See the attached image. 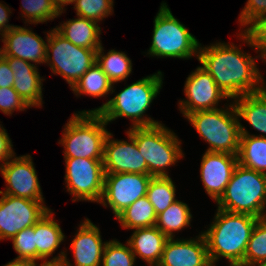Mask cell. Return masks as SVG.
<instances>
[{
    "instance_id": "obj_30",
    "label": "cell",
    "mask_w": 266,
    "mask_h": 266,
    "mask_svg": "<svg viewBox=\"0 0 266 266\" xmlns=\"http://www.w3.org/2000/svg\"><path fill=\"white\" fill-rule=\"evenodd\" d=\"M146 197L158 215L177 200L175 183L170 176L152 177L147 187Z\"/></svg>"
},
{
    "instance_id": "obj_36",
    "label": "cell",
    "mask_w": 266,
    "mask_h": 266,
    "mask_svg": "<svg viewBox=\"0 0 266 266\" xmlns=\"http://www.w3.org/2000/svg\"><path fill=\"white\" fill-rule=\"evenodd\" d=\"M11 240L13 248L18 255L15 259L36 262L34 225L18 232Z\"/></svg>"
},
{
    "instance_id": "obj_10",
    "label": "cell",
    "mask_w": 266,
    "mask_h": 266,
    "mask_svg": "<svg viewBox=\"0 0 266 266\" xmlns=\"http://www.w3.org/2000/svg\"><path fill=\"white\" fill-rule=\"evenodd\" d=\"M65 159V184L73 202L99 203L104 188L103 160L88 158Z\"/></svg>"
},
{
    "instance_id": "obj_29",
    "label": "cell",
    "mask_w": 266,
    "mask_h": 266,
    "mask_svg": "<svg viewBox=\"0 0 266 266\" xmlns=\"http://www.w3.org/2000/svg\"><path fill=\"white\" fill-rule=\"evenodd\" d=\"M191 221L192 214L189 206L177 199L166 210L157 215L155 226L168 238H175L174 233L189 227Z\"/></svg>"
},
{
    "instance_id": "obj_19",
    "label": "cell",
    "mask_w": 266,
    "mask_h": 266,
    "mask_svg": "<svg viewBox=\"0 0 266 266\" xmlns=\"http://www.w3.org/2000/svg\"><path fill=\"white\" fill-rule=\"evenodd\" d=\"M159 266H212L207 243L201 233L196 238H168Z\"/></svg>"
},
{
    "instance_id": "obj_34",
    "label": "cell",
    "mask_w": 266,
    "mask_h": 266,
    "mask_svg": "<svg viewBox=\"0 0 266 266\" xmlns=\"http://www.w3.org/2000/svg\"><path fill=\"white\" fill-rule=\"evenodd\" d=\"M114 0H74V10L78 17L101 22L113 14Z\"/></svg>"
},
{
    "instance_id": "obj_26",
    "label": "cell",
    "mask_w": 266,
    "mask_h": 266,
    "mask_svg": "<svg viewBox=\"0 0 266 266\" xmlns=\"http://www.w3.org/2000/svg\"><path fill=\"white\" fill-rule=\"evenodd\" d=\"M116 219L122 228L134 230L155 226L157 215L148 198L143 196L119 213Z\"/></svg>"
},
{
    "instance_id": "obj_23",
    "label": "cell",
    "mask_w": 266,
    "mask_h": 266,
    "mask_svg": "<svg viewBox=\"0 0 266 266\" xmlns=\"http://www.w3.org/2000/svg\"><path fill=\"white\" fill-rule=\"evenodd\" d=\"M168 237L156 226L134 229L129 237V243L133 254L147 262L148 265H158Z\"/></svg>"
},
{
    "instance_id": "obj_5",
    "label": "cell",
    "mask_w": 266,
    "mask_h": 266,
    "mask_svg": "<svg viewBox=\"0 0 266 266\" xmlns=\"http://www.w3.org/2000/svg\"><path fill=\"white\" fill-rule=\"evenodd\" d=\"M219 209L232 213L266 217V175L238 163L223 195Z\"/></svg>"
},
{
    "instance_id": "obj_37",
    "label": "cell",
    "mask_w": 266,
    "mask_h": 266,
    "mask_svg": "<svg viewBox=\"0 0 266 266\" xmlns=\"http://www.w3.org/2000/svg\"><path fill=\"white\" fill-rule=\"evenodd\" d=\"M30 108L13 87L0 88V111L11 116L14 111H24Z\"/></svg>"
},
{
    "instance_id": "obj_3",
    "label": "cell",
    "mask_w": 266,
    "mask_h": 266,
    "mask_svg": "<svg viewBox=\"0 0 266 266\" xmlns=\"http://www.w3.org/2000/svg\"><path fill=\"white\" fill-rule=\"evenodd\" d=\"M161 71L143 77L118 92L113 98L93 110L78 111V113H99L108 124L119 117L131 118L134 127H146L161 122L145 115L153 100L159 95L163 85Z\"/></svg>"
},
{
    "instance_id": "obj_18",
    "label": "cell",
    "mask_w": 266,
    "mask_h": 266,
    "mask_svg": "<svg viewBox=\"0 0 266 266\" xmlns=\"http://www.w3.org/2000/svg\"><path fill=\"white\" fill-rule=\"evenodd\" d=\"M237 165L236 155L207 151L203 154L200 178L206 193L215 202L223 195Z\"/></svg>"
},
{
    "instance_id": "obj_44",
    "label": "cell",
    "mask_w": 266,
    "mask_h": 266,
    "mask_svg": "<svg viewBox=\"0 0 266 266\" xmlns=\"http://www.w3.org/2000/svg\"><path fill=\"white\" fill-rule=\"evenodd\" d=\"M40 266H64L62 263H48V264H41Z\"/></svg>"
},
{
    "instance_id": "obj_13",
    "label": "cell",
    "mask_w": 266,
    "mask_h": 266,
    "mask_svg": "<svg viewBox=\"0 0 266 266\" xmlns=\"http://www.w3.org/2000/svg\"><path fill=\"white\" fill-rule=\"evenodd\" d=\"M191 72L184 84L186 99L178 102L183 117L196 111L217 109L221 100L229 99L201 66Z\"/></svg>"
},
{
    "instance_id": "obj_33",
    "label": "cell",
    "mask_w": 266,
    "mask_h": 266,
    "mask_svg": "<svg viewBox=\"0 0 266 266\" xmlns=\"http://www.w3.org/2000/svg\"><path fill=\"white\" fill-rule=\"evenodd\" d=\"M121 243L117 239L107 241L101 266H135L136 258L128 242Z\"/></svg>"
},
{
    "instance_id": "obj_38",
    "label": "cell",
    "mask_w": 266,
    "mask_h": 266,
    "mask_svg": "<svg viewBox=\"0 0 266 266\" xmlns=\"http://www.w3.org/2000/svg\"><path fill=\"white\" fill-rule=\"evenodd\" d=\"M266 13V0H247L239 15L238 22L246 31L257 19Z\"/></svg>"
},
{
    "instance_id": "obj_27",
    "label": "cell",
    "mask_w": 266,
    "mask_h": 266,
    "mask_svg": "<svg viewBox=\"0 0 266 266\" xmlns=\"http://www.w3.org/2000/svg\"><path fill=\"white\" fill-rule=\"evenodd\" d=\"M238 163L266 175V138L241 135Z\"/></svg>"
},
{
    "instance_id": "obj_17",
    "label": "cell",
    "mask_w": 266,
    "mask_h": 266,
    "mask_svg": "<svg viewBox=\"0 0 266 266\" xmlns=\"http://www.w3.org/2000/svg\"><path fill=\"white\" fill-rule=\"evenodd\" d=\"M46 32L45 42L42 37L32 31V28L17 25L1 36L0 40L4 43V46L0 48L1 55L32 62L36 66L45 64L49 31Z\"/></svg>"
},
{
    "instance_id": "obj_4",
    "label": "cell",
    "mask_w": 266,
    "mask_h": 266,
    "mask_svg": "<svg viewBox=\"0 0 266 266\" xmlns=\"http://www.w3.org/2000/svg\"><path fill=\"white\" fill-rule=\"evenodd\" d=\"M232 103V104H231ZM223 109L201 110L185 118L210 146L207 152L228 153L238 156L240 148V119L231 102ZM229 105V106H228Z\"/></svg>"
},
{
    "instance_id": "obj_15",
    "label": "cell",
    "mask_w": 266,
    "mask_h": 266,
    "mask_svg": "<svg viewBox=\"0 0 266 266\" xmlns=\"http://www.w3.org/2000/svg\"><path fill=\"white\" fill-rule=\"evenodd\" d=\"M100 229L85 218L79 224L70 249L73 251L74 265L68 261L67 250H62L57 256L52 257L53 263H62L64 266H101L102 256L106 242H102Z\"/></svg>"
},
{
    "instance_id": "obj_42",
    "label": "cell",
    "mask_w": 266,
    "mask_h": 266,
    "mask_svg": "<svg viewBox=\"0 0 266 266\" xmlns=\"http://www.w3.org/2000/svg\"><path fill=\"white\" fill-rule=\"evenodd\" d=\"M41 264L42 262L38 264L37 262L31 260L13 259L3 266H40Z\"/></svg>"
},
{
    "instance_id": "obj_35",
    "label": "cell",
    "mask_w": 266,
    "mask_h": 266,
    "mask_svg": "<svg viewBox=\"0 0 266 266\" xmlns=\"http://www.w3.org/2000/svg\"><path fill=\"white\" fill-rule=\"evenodd\" d=\"M237 36L247 45L259 52L266 63V13L257 19L246 31L241 30Z\"/></svg>"
},
{
    "instance_id": "obj_2",
    "label": "cell",
    "mask_w": 266,
    "mask_h": 266,
    "mask_svg": "<svg viewBox=\"0 0 266 266\" xmlns=\"http://www.w3.org/2000/svg\"><path fill=\"white\" fill-rule=\"evenodd\" d=\"M259 218L217 208L214 219L202 234L212 266L226 258L229 266H244V255L252 230Z\"/></svg>"
},
{
    "instance_id": "obj_24",
    "label": "cell",
    "mask_w": 266,
    "mask_h": 266,
    "mask_svg": "<svg viewBox=\"0 0 266 266\" xmlns=\"http://www.w3.org/2000/svg\"><path fill=\"white\" fill-rule=\"evenodd\" d=\"M65 39L76 46L98 50L102 43L100 40L101 27L98 22L82 17L69 19L54 28Z\"/></svg>"
},
{
    "instance_id": "obj_21",
    "label": "cell",
    "mask_w": 266,
    "mask_h": 266,
    "mask_svg": "<svg viewBox=\"0 0 266 266\" xmlns=\"http://www.w3.org/2000/svg\"><path fill=\"white\" fill-rule=\"evenodd\" d=\"M238 118L247 121L251 127L260 131L261 134H250L240 124L241 135H251L266 138V86L259 92L245 94L233 99Z\"/></svg>"
},
{
    "instance_id": "obj_25",
    "label": "cell",
    "mask_w": 266,
    "mask_h": 266,
    "mask_svg": "<svg viewBox=\"0 0 266 266\" xmlns=\"http://www.w3.org/2000/svg\"><path fill=\"white\" fill-rule=\"evenodd\" d=\"M113 82L102 71L101 67L93 64L71 88L76 96L105 97L115 92Z\"/></svg>"
},
{
    "instance_id": "obj_14",
    "label": "cell",
    "mask_w": 266,
    "mask_h": 266,
    "mask_svg": "<svg viewBox=\"0 0 266 266\" xmlns=\"http://www.w3.org/2000/svg\"><path fill=\"white\" fill-rule=\"evenodd\" d=\"M5 182V191L0 193L33 201H44L40 181L30 155H14L0 167Z\"/></svg>"
},
{
    "instance_id": "obj_1",
    "label": "cell",
    "mask_w": 266,
    "mask_h": 266,
    "mask_svg": "<svg viewBox=\"0 0 266 266\" xmlns=\"http://www.w3.org/2000/svg\"><path fill=\"white\" fill-rule=\"evenodd\" d=\"M258 54L252 57L234 43L216 42L199 45L197 60L215 80L217 86L231 100L245 94L261 91L266 84L257 68Z\"/></svg>"
},
{
    "instance_id": "obj_39",
    "label": "cell",
    "mask_w": 266,
    "mask_h": 266,
    "mask_svg": "<svg viewBox=\"0 0 266 266\" xmlns=\"http://www.w3.org/2000/svg\"><path fill=\"white\" fill-rule=\"evenodd\" d=\"M15 154L12 140L10 139L6 129L2 126V124H0V167L10 160Z\"/></svg>"
},
{
    "instance_id": "obj_22",
    "label": "cell",
    "mask_w": 266,
    "mask_h": 266,
    "mask_svg": "<svg viewBox=\"0 0 266 266\" xmlns=\"http://www.w3.org/2000/svg\"><path fill=\"white\" fill-rule=\"evenodd\" d=\"M51 209L34 225L36 262L53 263L50 258L64 241L65 235L54 218ZM50 260H49V259Z\"/></svg>"
},
{
    "instance_id": "obj_9",
    "label": "cell",
    "mask_w": 266,
    "mask_h": 266,
    "mask_svg": "<svg viewBox=\"0 0 266 266\" xmlns=\"http://www.w3.org/2000/svg\"><path fill=\"white\" fill-rule=\"evenodd\" d=\"M96 52V49L74 45L53 28L49 30L45 63L53 74L62 76L72 88L96 63Z\"/></svg>"
},
{
    "instance_id": "obj_7",
    "label": "cell",
    "mask_w": 266,
    "mask_h": 266,
    "mask_svg": "<svg viewBox=\"0 0 266 266\" xmlns=\"http://www.w3.org/2000/svg\"><path fill=\"white\" fill-rule=\"evenodd\" d=\"M128 132L134 137L152 177L170 176L167 168L184 157L178 136L162 123L129 128Z\"/></svg>"
},
{
    "instance_id": "obj_28",
    "label": "cell",
    "mask_w": 266,
    "mask_h": 266,
    "mask_svg": "<svg viewBox=\"0 0 266 266\" xmlns=\"http://www.w3.org/2000/svg\"><path fill=\"white\" fill-rule=\"evenodd\" d=\"M96 63L113 84L125 81L133 70L132 61L125 52L112 49L105 54L102 45L96 52Z\"/></svg>"
},
{
    "instance_id": "obj_11",
    "label": "cell",
    "mask_w": 266,
    "mask_h": 266,
    "mask_svg": "<svg viewBox=\"0 0 266 266\" xmlns=\"http://www.w3.org/2000/svg\"><path fill=\"white\" fill-rule=\"evenodd\" d=\"M0 197V241L35 225L50 209L45 201L2 194Z\"/></svg>"
},
{
    "instance_id": "obj_31",
    "label": "cell",
    "mask_w": 266,
    "mask_h": 266,
    "mask_svg": "<svg viewBox=\"0 0 266 266\" xmlns=\"http://www.w3.org/2000/svg\"><path fill=\"white\" fill-rule=\"evenodd\" d=\"M266 263V217L256 222L244 255V266H261Z\"/></svg>"
},
{
    "instance_id": "obj_32",
    "label": "cell",
    "mask_w": 266,
    "mask_h": 266,
    "mask_svg": "<svg viewBox=\"0 0 266 266\" xmlns=\"http://www.w3.org/2000/svg\"><path fill=\"white\" fill-rule=\"evenodd\" d=\"M20 9L25 24H43L59 16V11L51 0H22Z\"/></svg>"
},
{
    "instance_id": "obj_12",
    "label": "cell",
    "mask_w": 266,
    "mask_h": 266,
    "mask_svg": "<svg viewBox=\"0 0 266 266\" xmlns=\"http://www.w3.org/2000/svg\"><path fill=\"white\" fill-rule=\"evenodd\" d=\"M152 179L149 174L105 173L104 188L100 204L110 207L116 217L125 208L146 196Z\"/></svg>"
},
{
    "instance_id": "obj_40",
    "label": "cell",
    "mask_w": 266,
    "mask_h": 266,
    "mask_svg": "<svg viewBox=\"0 0 266 266\" xmlns=\"http://www.w3.org/2000/svg\"><path fill=\"white\" fill-rule=\"evenodd\" d=\"M14 74L10 69L8 61L0 54V88L13 87Z\"/></svg>"
},
{
    "instance_id": "obj_43",
    "label": "cell",
    "mask_w": 266,
    "mask_h": 266,
    "mask_svg": "<svg viewBox=\"0 0 266 266\" xmlns=\"http://www.w3.org/2000/svg\"><path fill=\"white\" fill-rule=\"evenodd\" d=\"M51 1L53 5L56 7V9L59 11V15H62V13H65L64 6L72 4L74 0H51Z\"/></svg>"
},
{
    "instance_id": "obj_20",
    "label": "cell",
    "mask_w": 266,
    "mask_h": 266,
    "mask_svg": "<svg viewBox=\"0 0 266 266\" xmlns=\"http://www.w3.org/2000/svg\"><path fill=\"white\" fill-rule=\"evenodd\" d=\"M14 74L13 89L20 95L24 102L30 107H42L43 104V79L38 66L13 57H4Z\"/></svg>"
},
{
    "instance_id": "obj_6",
    "label": "cell",
    "mask_w": 266,
    "mask_h": 266,
    "mask_svg": "<svg viewBox=\"0 0 266 266\" xmlns=\"http://www.w3.org/2000/svg\"><path fill=\"white\" fill-rule=\"evenodd\" d=\"M107 125L99 113H73L58 142L64 147V158L103 160Z\"/></svg>"
},
{
    "instance_id": "obj_8",
    "label": "cell",
    "mask_w": 266,
    "mask_h": 266,
    "mask_svg": "<svg viewBox=\"0 0 266 266\" xmlns=\"http://www.w3.org/2000/svg\"><path fill=\"white\" fill-rule=\"evenodd\" d=\"M152 42L147 55L158 58H198L199 41L162 2L154 18Z\"/></svg>"
},
{
    "instance_id": "obj_16",
    "label": "cell",
    "mask_w": 266,
    "mask_h": 266,
    "mask_svg": "<svg viewBox=\"0 0 266 266\" xmlns=\"http://www.w3.org/2000/svg\"><path fill=\"white\" fill-rule=\"evenodd\" d=\"M126 133L128 141L112 139L113 134L110 132L107 135L103 157L105 173L148 174L146 161L140 154L134 137L128 131Z\"/></svg>"
},
{
    "instance_id": "obj_41",
    "label": "cell",
    "mask_w": 266,
    "mask_h": 266,
    "mask_svg": "<svg viewBox=\"0 0 266 266\" xmlns=\"http://www.w3.org/2000/svg\"><path fill=\"white\" fill-rule=\"evenodd\" d=\"M11 8L8 5L0 2V35L2 36L5 32H8L16 25L7 24L9 22V16L11 15Z\"/></svg>"
}]
</instances>
